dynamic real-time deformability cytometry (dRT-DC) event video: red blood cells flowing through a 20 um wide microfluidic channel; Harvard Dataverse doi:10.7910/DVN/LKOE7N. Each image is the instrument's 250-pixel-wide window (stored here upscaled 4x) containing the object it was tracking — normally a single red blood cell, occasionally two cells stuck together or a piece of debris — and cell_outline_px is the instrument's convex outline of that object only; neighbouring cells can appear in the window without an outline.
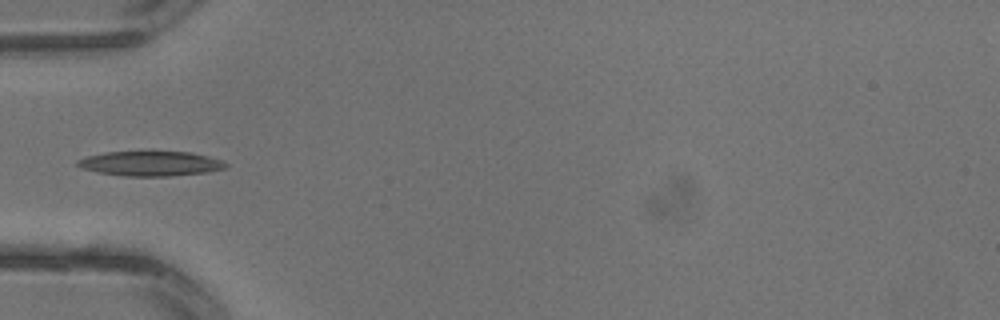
{"species": "common noctule bat (a hibernating species)", "species_latin": "Nyctalus noctula", "temperature_condition": "warm", "stored_images_in_passage": 3, "camera_frame_rate_fps": 3000, "um_per_image_px": 0.085, "animal": {"sex": "male", "body_mass_g": 13.3}, "frame": {"image": 1, "passage_image": 3, "time_ms": 0.667, "image_size_px": [1000, 320], "cell_outline_px": [[228, 164], [224, 168], [208, 172], [168, 176], [124, 176], [96, 172], [80, 168], [76, 164], [76, 160], [88, 156], [108, 152], [192, 152], [220, 160]], "centroid_in_image_um": [12.75, 13.91], "position_along_channel_um": 72.2, "area_um2": 21.21}}